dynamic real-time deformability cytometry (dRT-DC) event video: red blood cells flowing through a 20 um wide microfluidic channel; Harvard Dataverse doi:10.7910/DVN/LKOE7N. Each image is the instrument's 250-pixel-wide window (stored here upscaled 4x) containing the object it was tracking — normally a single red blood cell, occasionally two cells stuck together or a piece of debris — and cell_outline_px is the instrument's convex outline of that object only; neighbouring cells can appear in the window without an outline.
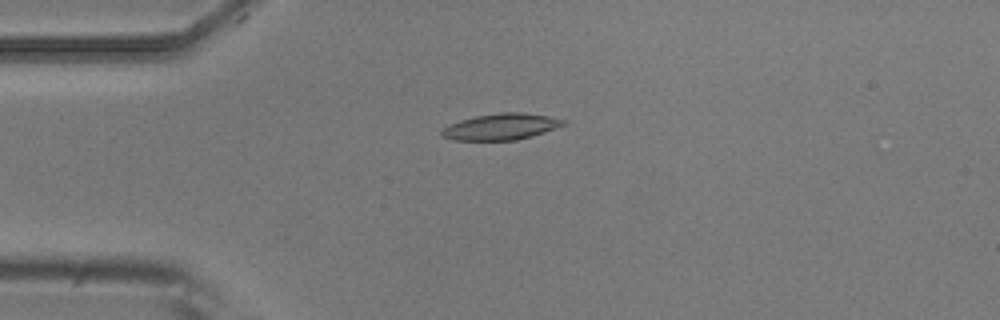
{"species": "common noctule bat (a hibernating species)", "species_latin": "Nyctalus noctula", "temperature_condition": "room temperature", "stored_images_in_passage": 8, "camera_frame_rate_fps": 3000, "um_per_image_px": 0.085, "animal": {"sex": "male", "body_mass_g": 20.5, "forearm_length_mm": 52.5}, "frame": {"image": 1, "passage_image": 4, "time_ms": 1.0, "image_size_px": [1000, 320], "cell_outline_px": [[568, 120], [564, 124], [544, 132], [532, 136], [516, 140], [452, 140], [440, 136], [440, 132], [448, 124], [460, 120], [476, 116], [500, 112], [520, 112], [548, 116]], "centroid_in_image_um": [42.55, 10.77], "position_along_channel_um": 42.5, "area_um2": 18.61}}
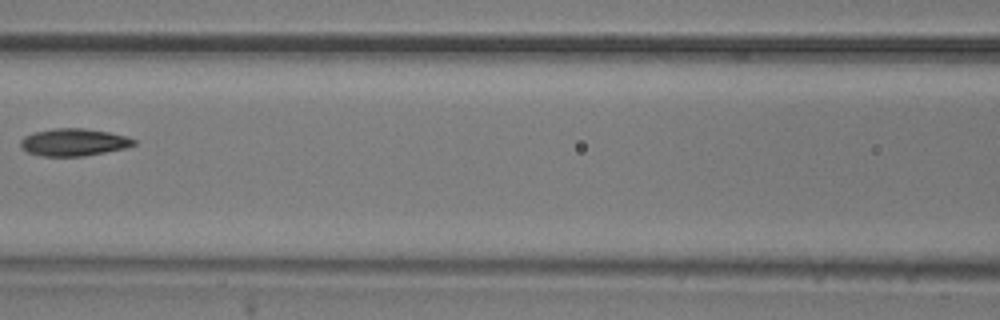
{"frame": {"image": 2, "passage_image": 7, "time_ms": 2.0, "image_size_px": [1000, 320], "cell_outline_px": [[136, 144], [124, 148], [84, 156], [40, 156], [28, 152], [20, 148], [20, 140], [24, 136], [36, 132], [52, 128], [84, 128], [108, 132], [128, 136], [136, 140]], "centroid_in_image_um": [6.25, 12.09], "position_along_channel_um": 160.4, "area_um2": 18.09}}
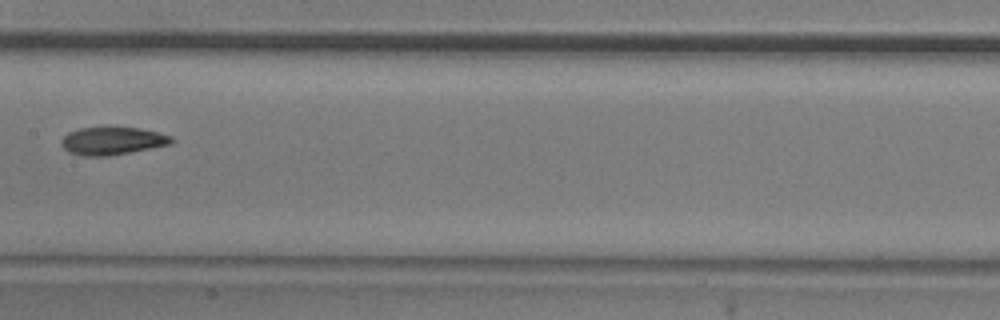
{"frame": {"image": 3, "passage_image": 8, "time_ms": 2.333, "image_size_px": [1000, 320], "cell_outline_px": [[176, 140], [172, 144], [152, 148], [108, 156], [84, 156], [68, 152], [60, 144], [60, 140], [68, 132], [80, 128], [140, 128], [172, 136]], "centroid_in_image_um": [9.56, 11.98], "position_along_channel_um": 197.8, "area_um2": 17.8}}